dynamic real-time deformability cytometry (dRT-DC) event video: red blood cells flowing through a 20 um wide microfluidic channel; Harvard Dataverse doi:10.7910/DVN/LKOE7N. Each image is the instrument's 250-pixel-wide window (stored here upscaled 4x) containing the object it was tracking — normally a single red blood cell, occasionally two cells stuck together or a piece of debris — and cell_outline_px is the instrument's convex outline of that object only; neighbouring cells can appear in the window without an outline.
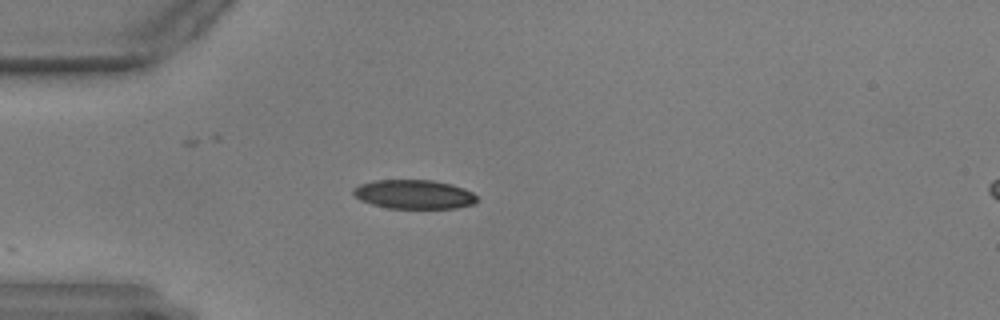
{"species": "common noctule bat (a hibernating species)", "species_latin": "Nyctalus noctula", "temperature_condition": "warm", "stored_images_in_passage": 7, "camera_frame_rate_fps": 3000, "um_per_image_px": 0.085, "animal": {"sex": "male", "body_mass_g": 17.9, "forearm_length_mm": 54.2}, "frame": {"image": 1, "passage_image": 1, "time_ms": 0.0, "image_size_px": [1000, 320], "cell_outline_px": [[476, 204], [456, 208], [388, 208], [372, 204], [360, 200], [352, 192], [352, 188], [360, 184], [376, 180], [432, 180], [452, 184], [464, 188], [472, 192], [476, 196]], "centroid_in_image_um": [35.2, 16.52], "position_along_channel_um": 49.8, "area_um2": 20.98}}
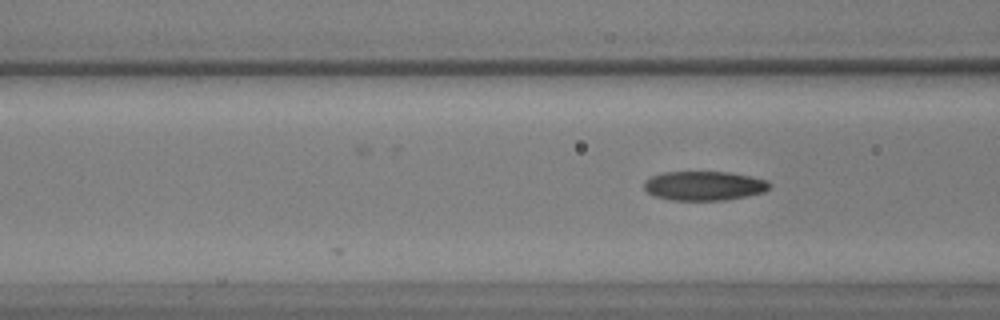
{"frame": {"image": 2, "passage_image": 7, "time_ms": 2.0, "image_size_px": [1000, 320], "cell_outline_px": [[772, 184], [764, 192], [748, 196], [724, 200], [672, 200], [656, 196], [648, 192], [644, 188], [644, 180], [652, 176], [664, 172], [732, 172], [752, 176], [768, 180]], "centroid_in_image_um": [59.89, 15.78], "position_along_channel_um": 106.7, "area_um2": 21.5}}